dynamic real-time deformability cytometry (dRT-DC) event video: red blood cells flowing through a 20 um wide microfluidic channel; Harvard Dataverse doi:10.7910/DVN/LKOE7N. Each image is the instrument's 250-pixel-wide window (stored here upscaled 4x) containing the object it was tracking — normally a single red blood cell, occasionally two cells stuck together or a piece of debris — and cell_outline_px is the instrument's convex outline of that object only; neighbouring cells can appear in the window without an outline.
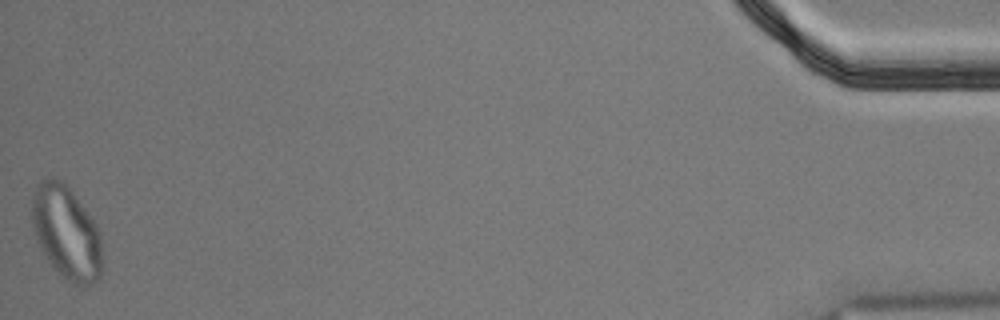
{"species": "Egyptian fruit bat (a non-hibernating species)", "species_latin": "Rousettus aegyptiacus", "temperature_condition": "cold", "stored_images_in_passage": 55, "segment_of_instrument_passage": [2, 2], "camera_frame_rate_fps": 3000, "um_per_image_px": 0.085, "animal": {"sex": "male"}, "frame": {"image": 1, "passage_image": 55, "time_ms": 18.0, "image_size_px": [1000, 320], "cell_outline_px": [[100, 276], [92, 284], [84, 288], [72, 284], [48, 260], [40, 248], [32, 224], [32, 200], [36, 188], [40, 180], [52, 176], [60, 180], [72, 192], [96, 224], [100, 232]], "centroid_in_image_um": [5.63, 19.77], "position_along_channel_um": 429.6, "area_um2": 37.57}}